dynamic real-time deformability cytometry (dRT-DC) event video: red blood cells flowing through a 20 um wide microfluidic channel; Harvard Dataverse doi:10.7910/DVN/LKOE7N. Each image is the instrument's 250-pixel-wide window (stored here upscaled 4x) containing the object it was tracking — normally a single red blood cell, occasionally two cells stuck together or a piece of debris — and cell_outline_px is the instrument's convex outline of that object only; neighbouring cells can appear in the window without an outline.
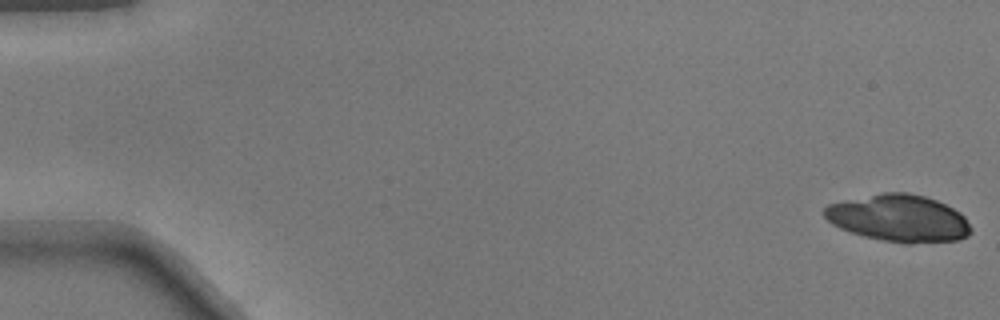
{"species": "common noctule bat (a hibernating species)", "species_latin": "Nyctalus noctula", "temperature_condition": "warm", "stored_images_in_passage": 40, "camera_frame_rate_fps": 3000, "um_per_image_px": 0.085, "animal": {"sex": "male", "body_mass_g": 17.9}, "frame": {"image": 1, "passage_image": 1, "time_ms": 0.0, "image_size_px": [1000, 320], "cell_outline_px": [[972, 232], [968, 236], [960, 240], [912, 244], [904, 244], [864, 236], [840, 228], [832, 224], [820, 212], [828, 204], [844, 200], [884, 192], [908, 192], [924, 196], [936, 200], [960, 212], [964, 216], [972, 228]], "centroid_in_image_um": [76.41, 18.56], "position_along_channel_um": 8.6, "area_um2": 40.46}}
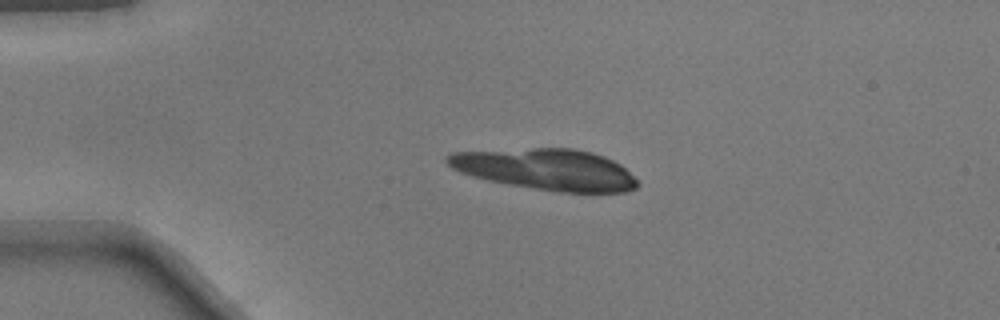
{"frame": {"image": 2, "passage_image": 12, "time_ms": 3.667, "image_size_px": [1000, 320], "cell_outline_px": [[640, 184], [636, 188], [624, 192], [560, 192], [488, 180], [472, 176], [460, 172], [452, 168], [444, 160], [444, 156], [452, 152], [532, 148], [576, 148], [592, 152], [604, 156], [620, 164]], "centroid_in_image_um": [46.4, 14.38], "position_along_channel_um": 38.6, "area_um2": 45.37}}